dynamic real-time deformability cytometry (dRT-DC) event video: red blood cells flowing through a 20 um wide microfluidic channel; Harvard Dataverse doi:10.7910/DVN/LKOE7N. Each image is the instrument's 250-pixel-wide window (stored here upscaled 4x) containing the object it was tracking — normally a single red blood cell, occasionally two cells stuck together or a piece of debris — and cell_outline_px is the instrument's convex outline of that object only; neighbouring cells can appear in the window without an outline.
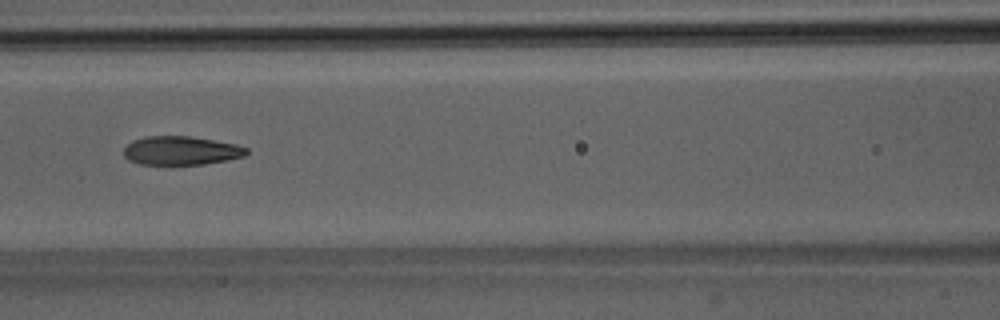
{"species": "Egyptian fruit bat (a non-hibernating species)", "species_latin": "Rousettus aegyptiacus", "temperature_condition": "room temperature", "stored_images_in_passage": 51, "camera_frame_rate_fps": 3000, "um_per_image_px": 0.085, "animal": {"sex": "male"}, "frame": {"image": 1, "passage_image": 23, "time_ms": 7.333, "image_size_px": [1000, 320], "cell_outline_px": [[248, 152], [244, 156], [228, 160], [204, 164], [140, 164], [128, 160], [124, 156], [124, 148], [132, 140], [144, 136], [188, 136], [236, 144], [248, 148]], "centroid_in_image_um": [15.38, 12.8], "position_along_channel_um": 151.2, "area_um2": 20.52}}
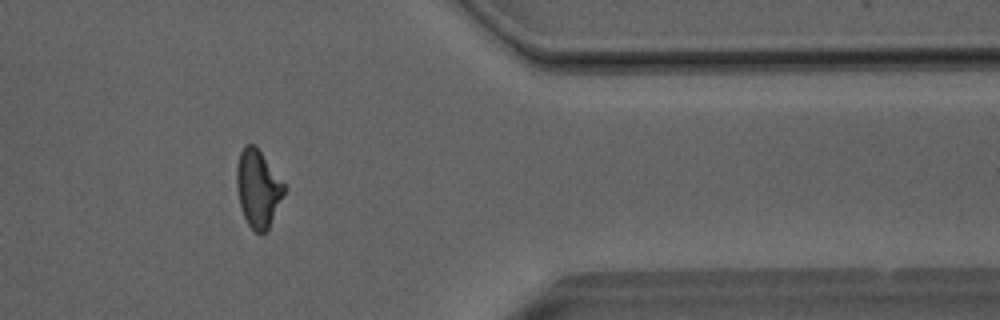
{"frame": {"image": 2, "passage_image": 42, "time_ms": 13.667, "image_size_px": [1000, 320], "cell_outline_px": [[288, 188], [268, 228], [260, 236], [248, 224], [244, 216], [240, 204], [236, 188], [236, 164], [240, 152], [244, 144], [256, 144]], "centroid_in_image_um": [21.94, 15.98], "position_along_channel_um": 389.5, "area_um2": 21.79}}
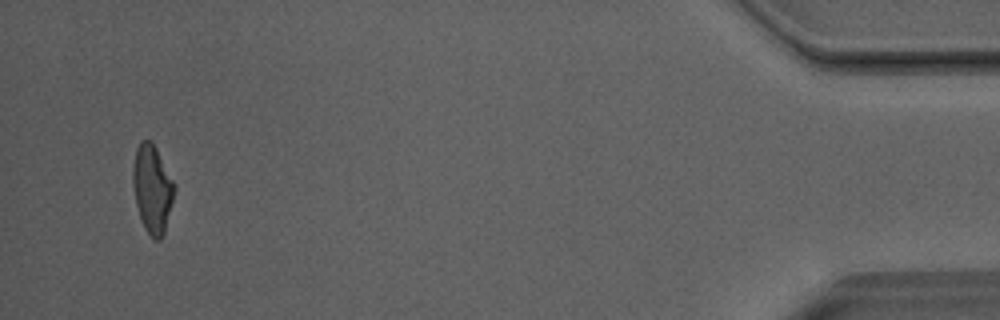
{"frame": {"image": 3, "passage_image": 49, "time_ms": 16.0, "image_size_px": [1000, 320], "cell_outline_px": [[176, 188], [164, 232], [160, 240], [156, 240], [144, 228], [136, 204], [132, 184], [132, 168], [136, 148], [140, 140], [152, 140], [176, 184]], "centroid_in_image_um": [12.94, 15.99], "position_along_channel_um": 422.3, "area_um2": 21.39}, "authors_computed_cell_mechanics": {"area_um2": 21.5594, "velocity_mm_per_s": 4.0529, "shape_relaxation_time_tau1_ms": 4.4797, "shape_relaxation_time_tau2_ms": 1.6042, "deformation_change_tau1": 0.1646, "deformation_change_tau2": 0.0858}}